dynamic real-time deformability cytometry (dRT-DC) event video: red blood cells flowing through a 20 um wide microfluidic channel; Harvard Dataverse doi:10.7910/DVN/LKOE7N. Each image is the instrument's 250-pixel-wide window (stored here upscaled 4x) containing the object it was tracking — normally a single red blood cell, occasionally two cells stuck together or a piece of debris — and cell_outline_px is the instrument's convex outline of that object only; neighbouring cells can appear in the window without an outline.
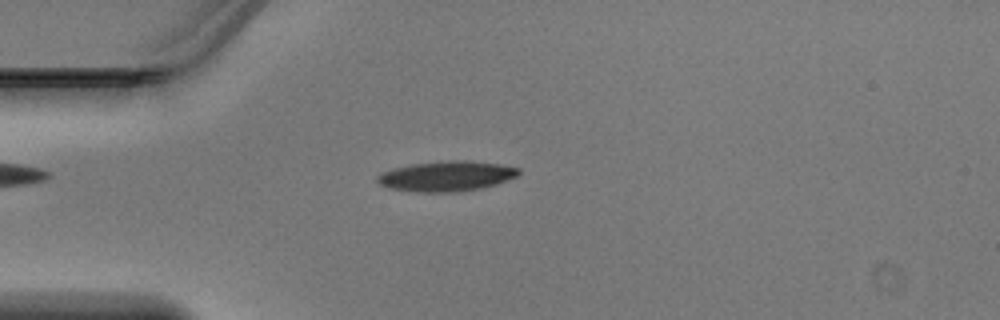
{"species": "Egyptian fruit bat (a non-hibernating species)", "species_latin": "Rousettus aegyptiacus", "temperature_condition": "warm", "stored_images_in_passage": 46, "camera_frame_rate_fps": 3000, "um_per_image_px": 0.085, "animal": {"sex": "male"}, "frame": {"image": 1, "passage_image": 12, "time_ms": 3.667, "image_size_px": [1000, 320], "cell_outline_px": [[520, 172], [516, 176], [496, 184], [480, 188], [452, 192], [416, 192], [392, 188], [380, 184], [376, 180], [376, 176], [380, 172], [392, 168], [412, 164], [448, 160], [468, 160], [500, 164], [520, 168]], "centroid_in_image_um": [37.93, 14.96], "position_along_channel_um": 47.1, "area_um2": 24.8}}
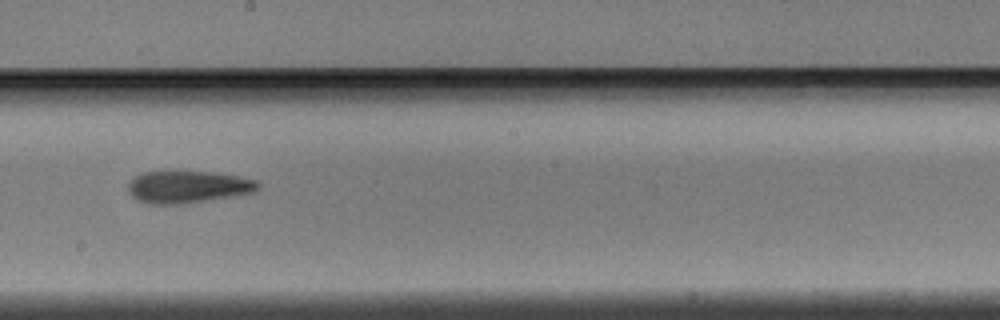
{"frame": {"image": 2, "passage_image": 26, "time_ms": 8.333, "image_size_px": [1000, 320], "cell_outline_px": [[260, 188], [252, 192], [236, 196], [184, 204], [156, 204], [140, 200], [132, 196], [128, 192], [128, 184], [140, 172], [212, 172], [236, 176], [256, 180], [260, 184]], "centroid_in_image_um": [16.0, 15.89], "position_along_channel_um": 232.2, "area_um2": 24.16}}
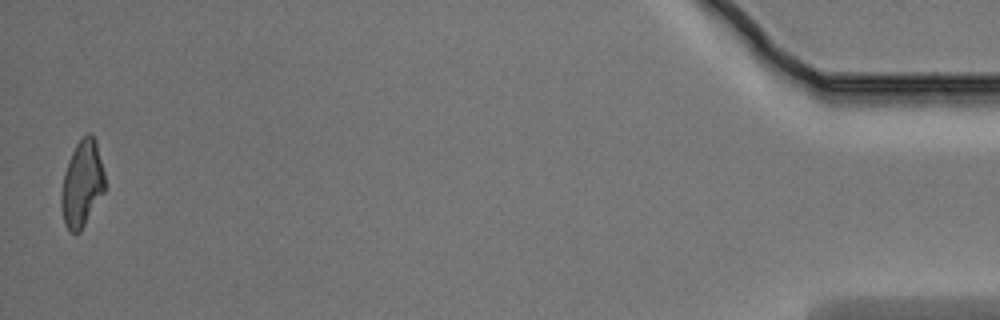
{"frame": {"image": 3, "passage_image": 46, "time_ms": 15.0, "image_size_px": [1000, 320], "cell_outline_px": [[104, 192], [80, 232], [72, 232], [64, 224], [60, 204], [60, 196], [64, 172], [68, 160], [76, 144], [88, 132], [92, 132], [96, 140], [104, 172]], "centroid_in_image_um": [6.96, 15.6], "position_along_channel_um": 428.2, "area_um2": 21.91}}